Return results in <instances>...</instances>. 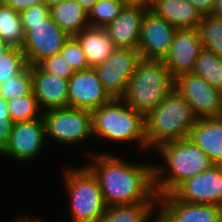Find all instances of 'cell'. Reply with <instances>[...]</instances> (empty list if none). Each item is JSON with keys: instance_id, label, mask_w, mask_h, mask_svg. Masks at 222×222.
Masks as SVG:
<instances>
[{"instance_id": "obj_34", "label": "cell", "mask_w": 222, "mask_h": 222, "mask_svg": "<svg viewBox=\"0 0 222 222\" xmlns=\"http://www.w3.org/2000/svg\"><path fill=\"white\" fill-rule=\"evenodd\" d=\"M13 123L12 120H0V153L8 145Z\"/></svg>"}, {"instance_id": "obj_29", "label": "cell", "mask_w": 222, "mask_h": 222, "mask_svg": "<svg viewBox=\"0 0 222 222\" xmlns=\"http://www.w3.org/2000/svg\"><path fill=\"white\" fill-rule=\"evenodd\" d=\"M32 92V66L29 65L22 72L15 74L0 85V95L6 101L29 95Z\"/></svg>"}, {"instance_id": "obj_23", "label": "cell", "mask_w": 222, "mask_h": 222, "mask_svg": "<svg viewBox=\"0 0 222 222\" xmlns=\"http://www.w3.org/2000/svg\"><path fill=\"white\" fill-rule=\"evenodd\" d=\"M157 202H139L128 205L107 206L97 222H149ZM152 213V214H151Z\"/></svg>"}, {"instance_id": "obj_13", "label": "cell", "mask_w": 222, "mask_h": 222, "mask_svg": "<svg viewBox=\"0 0 222 222\" xmlns=\"http://www.w3.org/2000/svg\"><path fill=\"white\" fill-rule=\"evenodd\" d=\"M176 28L164 19L146 11L141 21L138 51L145 60L164 61L173 41Z\"/></svg>"}, {"instance_id": "obj_6", "label": "cell", "mask_w": 222, "mask_h": 222, "mask_svg": "<svg viewBox=\"0 0 222 222\" xmlns=\"http://www.w3.org/2000/svg\"><path fill=\"white\" fill-rule=\"evenodd\" d=\"M82 167L64 170L72 220L73 222H97L105 213L107 205L97 178L86 166Z\"/></svg>"}, {"instance_id": "obj_37", "label": "cell", "mask_w": 222, "mask_h": 222, "mask_svg": "<svg viewBox=\"0 0 222 222\" xmlns=\"http://www.w3.org/2000/svg\"><path fill=\"white\" fill-rule=\"evenodd\" d=\"M125 3V6H133V7H141L145 10H150L155 0H123Z\"/></svg>"}, {"instance_id": "obj_21", "label": "cell", "mask_w": 222, "mask_h": 222, "mask_svg": "<svg viewBox=\"0 0 222 222\" xmlns=\"http://www.w3.org/2000/svg\"><path fill=\"white\" fill-rule=\"evenodd\" d=\"M75 38L81 44L90 68L102 64L116 49L114 42L103 28H86Z\"/></svg>"}, {"instance_id": "obj_44", "label": "cell", "mask_w": 222, "mask_h": 222, "mask_svg": "<svg viewBox=\"0 0 222 222\" xmlns=\"http://www.w3.org/2000/svg\"><path fill=\"white\" fill-rule=\"evenodd\" d=\"M156 217L157 218L155 219V221H152V222H165V220L159 214H157Z\"/></svg>"}, {"instance_id": "obj_41", "label": "cell", "mask_w": 222, "mask_h": 222, "mask_svg": "<svg viewBox=\"0 0 222 222\" xmlns=\"http://www.w3.org/2000/svg\"><path fill=\"white\" fill-rule=\"evenodd\" d=\"M11 46L0 38V54L5 53Z\"/></svg>"}, {"instance_id": "obj_39", "label": "cell", "mask_w": 222, "mask_h": 222, "mask_svg": "<svg viewBox=\"0 0 222 222\" xmlns=\"http://www.w3.org/2000/svg\"><path fill=\"white\" fill-rule=\"evenodd\" d=\"M210 15L222 19V0H214V8Z\"/></svg>"}, {"instance_id": "obj_47", "label": "cell", "mask_w": 222, "mask_h": 222, "mask_svg": "<svg viewBox=\"0 0 222 222\" xmlns=\"http://www.w3.org/2000/svg\"><path fill=\"white\" fill-rule=\"evenodd\" d=\"M6 0H0V5H4Z\"/></svg>"}, {"instance_id": "obj_11", "label": "cell", "mask_w": 222, "mask_h": 222, "mask_svg": "<svg viewBox=\"0 0 222 222\" xmlns=\"http://www.w3.org/2000/svg\"><path fill=\"white\" fill-rule=\"evenodd\" d=\"M43 118L13 123L8 145L0 156H9L18 162L32 161L43 148L46 141Z\"/></svg>"}, {"instance_id": "obj_28", "label": "cell", "mask_w": 222, "mask_h": 222, "mask_svg": "<svg viewBox=\"0 0 222 222\" xmlns=\"http://www.w3.org/2000/svg\"><path fill=\"white\" fill-rule=\"evenodd\" d=\"M7 107L13 122L29 121L42 118V113L33 92L7 101ZM39 114V116H38Z\"/></svg>"}, {"instance_id": "obj_38", "label": "cell", "mask_w": 222, "mask_h": 222, "mask_svg": "<svg viewBox=\"0 0 222 222\" xmlns=\"http://www.w3.org/2000/svg\"><path fill=\"white\" fill-rule=\"evenodd\" d=\"M0 120H12L9 109L7 107V101L0 95Z\"/></svg>"}, {"instance_id": "obj_18", "label": "cell", "mask_w": 222, "mask_h": 222, "mask_svg": "<svg viewBox=\"0 0 222 222\" xmlns=\"http://www.w3.org/2000/svg\"><path fill=\"white\" fill-rule=\"evenodd\" d=\"M146 11L141 7L124 6L119 15L103 28L116 48L138 50L141 21Z\"/></svg>"}, {"instance_id": "obj_17", "label": "cell", "mask_w": 222, "mask_h": 222, "mask_svg": "<svg viewBox=\"0 0 222 222\" xmlns=\"http://www.w3.org/2000/svg\"><path fill=\"white\" fill-rule=\"evenodd\" d=\"M32 88L43 110L68 107V79L32 66Z\"/></svg>"}, {"instance_id": "obj_36", "label": "cell", "mask_w": 222, "mask_h": 222, "mask_svg": "<svg viewBox=\"0 0 222 222\" xmlns=\"http://www.w3.org/2000/svg\"><path fill=\"white\" fill-rule=\"evenodd\" d=\"M202 16L210 15L214 8V0H188Z\"/></svg>"}, {"instance_id": "obj_42", "label": "cell", "mask_w": 222, "mask_h": 222, "mask_svg": "<svg viewBox=\"0 0 222 222\" xmlns=\"http://www.w3.org/2000/svg\"><path fill=\"white\" fill-rule=\"evenodd\" d=\"M64 1H66V0H44V3L50 8L56 4H59Z\"/></svg>"}, {"instance_id": "obj_2", "label": "cell", "mask_w": 222, "mask_h": 222, "mask_svg": "<svg viewBox=\"0 0 222 222\" xmlns=\"http://www.w3.org/2000/svg\"><path fill=\"white\" fill-rule=\"evenodd\" d=\"M161 156L169 172L162 165H154V187L157 196L171 194L185 180L209 169L214 163L190 138L169 141L159 145Z\"/></svg>"}, {"instance_id": "obj_25", "label": "cell", "mask_w": 222, "mask_h": 222, "mask_svg": "<svg viewBox=\"0 0 222 222\" xmlns=\"http://www.w3.org/2000/svg\"><path fill=\"white\" fill-rule=\"evenodd\" d=\"M191 73L202 77L212 87L222 91V58L213 52L203 49Z\"/></svg>"}, {"instance_id": "obj_33", "label": "cell", "mask_w": 222, "mask_h": 222, "mask_svg": "<svg viewBox=\"0 0 222 222\" xmlns=\"http://www.w3.org/2000/svg\"><path fill=\"white\" fill-rule=\"evenodd\" d=\"M50 8L41 3L32 6L20 13L22 23H37L42 22L49 16Z\"/></svg>"}, {"instance_id": "obj_30", "label": "cell", "mask_w": 222, "mask_h": 222, "mask_svg": "<svg viewBox=\"0 0 222 222\" xmlns=\"http://www.w3.org/2000/svg\"><path fill=\"white\" fill-rule=\"evenodd\" d=\"M28 66L25 53L20 48L10 47L0 54V85L22 72Z\"/></svg>"}, {"instance_id": "obj_10", "label": "cell", "mask_w": 222, "mask_h": 222, "mask_svg": "<svg viewBox=\"0 0 222 222\" xmlns=\"http://www.w3.org/2000/svg\"><path fill=\"white\" fill-rule=\"evenodd\" d=\"M137 49L116 48L96 70L102 85L113 98H121L141 60Z\"/></svg>"}, {"instance_id": "obj_3", "label": "cell", "mask_w": 222, "mask_h": 222, "mask_svg": "<svg viewBox=\"0 0 222 222\" xmlns=\"http://www.w3.org/2000/svg\"><path fill=\"white\" fill-rule=\"evenodd\" d=\"M198 117L174 88L145 116L147 149L189 138Z\"/></svg>"}, {"instance_id": "obj_24", "label": "cell", "mask_w": 222, "mask_h": 222, "mask_svg": "<svg viewBox=\"0 0 222 222\" xmlns=\"http://www.w3.org/2000/svg\"><path fill=\"white\" fill-rule=\"evenodd\" d=\"M0 38L14 48H23L25 32L20 13L7 5H0Z\"/></svg>"}, {"instance_id": "obj_31", "label": "cell", "mask_w": 222, "mask_h": 222, "mask_svg": "<svg viewBox=\"0 0 222 222\" xmlns=\"http://www.w3.org/2000/svg\"><path fill=\"white\" fill-rule=\"evenodd\" d=\"M60 54L64 58V61L69 64L73 72L90 68L82 46L75 37H69V39L64 43Z\"/></svg>"}, {"instance_id": "obj_19", "label": "cell", "mask_w": 222, "mask_h": 222, "mask_svg": "<svg viewBox=\"0 0 222 222\" xmlns=\"http://www.w3.org/2000/svg\"><path fill=\"white\" fill-rule=\"evenodd\" d=\"M189 138L201 148L214 164L222 165V118H198Z\"/></svg>"}, {"instance_id": "obj_9", "label": "cell", "mask_w": 222, "mask_h": 222, "mask_svg": "<svg viewBox=\"0 0 222 222\" xmlns=\"http://www.w3.org/2000/svg\"><path fill=\"white\" fill-rule=\"evenodd\" d=\"M173 88L191 106L198 118L219 117L221 93L205 79L192 73H184L173 79Z\"/></svg>"}, {"instance_id": "obj_32", "label": "cell", "mask_w": 222, "mask_h": 222, "mask_svg": "<svg viewBox=\"0 0 222 222\" xmlns=\"http://www.w3.org/2000/svg\"><path fill=\"white\" fill-rule=\"evenodd\" d=\"M37 66L42 71L63 77L65 79H69L74 73L69 64L64 61V58L60 53L43 59L37 64Z\"/></svg>"}, {"instance_id": "obj_5", "label": "cell", "mask_w": 222, "mask_h": 222, "mask_svg": "<svg viewBox=\"0 0 222 222\" xmlns=\"http://www.w3.org/2000/svg\"><path fill=\"white\" fill-rule=\"evenodd\" d=\"M173 89V78L163 61L141 59L121 99L146 116Z\"/></svg>"}, {"instance_id": "obj_26", "label": "cell", "mask_w": 222, "mask_h": 222, "mask_svg": "<svg viewBox=\"0 0 222 222\" xmlns=\"http://www.w3.org/2000/svg\"><path fill=\"white\" fill-rule=\"evenodd\" d=\"M197 29L203 49L222 58V19L205 15Z\"/></svg>"}, {"instance_id": "obj_20", "label": "cell", "mask_w": 222, "mask_h": 222, "mask_svg": "<svg viewBox=\"0 0 222 222\" xmlns=\"http://www.w3.org/2000/svg\"><path fill=\"white\" fill-rule=\"evenodd\" d=\"M150 11L176 29L198 28L203 17L188 0H155Z\"/></svg>"}, {"instance_id": "obj_7", "label": "cell", "mask_w": 222, "mask_h": 222, "mask_svg": "<svg viewBox=\"0 0 222 222\" xmlns=\"http://www.w3.org/2000/svg\"><path fill=\"white\" fill-rule=\"evenodd\" d=\"M46 138L61 144L81 143L92 134V114L78 108H53L42 113Z\"/></svg>"}, {"instance_id": "obj_1", "label": "cell", "mask_w": 222, "mask_h": 222, "mask_svg": "<svg viewBox=\"0 0 222 222\" xmlns=\"http://www.w3.org/2000/svg\"><path fill=\"white\" fill-rule=\"evenodd\" d=\"M90 154L86 167L97 178L107 206L139 202H157L154 168L148 164H132L108 153Z\"/></svg>"}, {"instance_id": "obj_40", "label": "cell", "mask_w": 222, "mask_h": 222, "mask_svg": "<svg viewBox=\"0 0 222 222\" xmlns=\"http://www.w3.org/2000/svg\"><path fill=\"white\" fill-rule=\"evenodd\" d=\"M79 2L87 11L97 2V0H76Z\"/></svg>"}, {"instance_id": "obj_22", "label": "cell", "mask_w": 222, "mask_h": 222, "mask_svg": "<svg viewBox=\"0 0 222 222\" xmlns=\"http://www.w3.org/2000/svg\"><path fill=\"white\" fill-rule=\"evenodd\" d=\"M49 15L70 37L90 27L88 11L76 0H66L50 7Z\"/></svg>"}, {"instance_id": "obj_12", "label": "cell", "mask_w": 222, "mask_h": 222, "mask_svg": "<svg viewBox=\"0 0 222 222\" xmlns=\"http://www.w3.org/2000/svg\"><path fill=\"white\" fill-rule=\"evenodd\" d=\"M171 194L184 202L222 207V165L214 164L203 173L185 180Z\"/></svg>"}, {"instance_id": "obj_8", "label": "cell", "mask_w": 222, "mask_h": 222, "mask_svg": "<svg viewBox=\"0 0 222 222\" xmlns=\"http://www.w3.org/2000/svg\"><path fill=\"white\" fill-rule=\"evenodd\" d=\"M25 38L22 51L29 66H35L47 57L59 54L68 36L50 17L42 22L22 23Z\"/></svg>"}, {"instance_id": "obj_15", "label": "cell", "mask_w": 222, "mask_h": 222, "mask_svg": "<svg viewBox=\"0 0 222 222\" xmlns=\"http://www.w3.org/2000/svg\"><path fill=\"white\" fill-rule=\"evenodd\" d=\"M203 50L197 28L176 29L170 51L163 61L171 77L191 73Z\"/></svg>"}, {"instance_id": "obj_35", "label": "cell", "mask_w": 222, "mask_h": 222, "mask_svg": "<svg viewBox=\"0 0 222 222\" xmlns=\"http://www.w3.org/2000/svg\"><path fill=\"white\" fill-rule=\"evenodd\" d=\"M44 3V0H6L5 5L12 8L15 12L21 13L24 10Z\"/></svg>"}, {"instance_id": "obj_45", "label": "cell", "mask_w": 222, "mask_h": 222, "mask_svg": "<svg viewBox=\"0 0 222 222\" xmlns=\"http://www.w3.org/2000/svg\"><path fill=\"white\" fill-rule=\"evenodd\" d=\"M219 117L222 118V93H221V109H220V114H219Z\"/></svg>"}, {"instance_id": "obj_4", "label": "cell", "mask_w": 222, "mask_h": 222, "mask_svg": "<svg viewBox=\"0 0 222 222\" xmlns=\"http://www.w3.org/2000/svg\"><path fill=\"white\" fill-rule=\"evenodd\" d=\"M91 114L93 135L116 142L135 141L140 148H147L145 116L128 106L121 98H113Z\"/></svg>"}, {"instance_id": "obj_46", "label": "cell", "mask_w": 222, "mask_h": 222, "mask_svg": "<svg viewBox=\"0 0 222 222\" xmlns=\"http://www.w3.org/2000/svg\"><path fill=\"white\" fill-rule=\"evenodd\" d=\"M29 222H42V221L39 220V219H37V218H36V220H34V219L32 220V219H30V217H29Z\"/></svg>"}, {"instance_id": "obj_43", "label": "cell", "mask_w": 222, "mask_h": 222, "mask_svg": "<svg viewBox=\"0 0 222 222\" xmlns=\"http://www.w3.org/2000/svg\"><path fill=\"white\" fill-rule=\"evenodd\" d=\"M17 222H29V217L28 216H25L23 215V217H21L20 219H18Z\"/></svg>"}, {"instance_id": "obj_16", "label": "cell", "mask_w": 222, "mask_h": 222, "mask_svg": "<svg viewBox=\"0 0 222 222\" xmlns=\"http://www.w3.org/2000/svg\"><path fill=\"white\" fill-rule=\"evenodd\" d=\"M159 202L158 214L165 222H222V207L217 205L184 202L172 194L158 196Z\"/></svg>"}, {"instance_id": "obj_27", "label": "cell", "mask_w": 222, "mask_h": 222, "mask_svg": "<svg viewBox=\"0 0 222 222\" xmlns=\"http://www.w3.org/2000/svg\"><path fill=\"white\" fill-rule=\"evenodd\" d=\"M124 6L123 0H97L88 11L89 26L104 28L119 15Z\"/></svg>"}, {"instance_id": "obj_14", "label": "cell", "mask_w": 222, "mask_h": 222, "mask_svg": "<svg viewBox=\"0 0 222 222\" xmlns=\"http://www.w3.org/2000/svg\"><path fill=\"white\" fill-rule=\"evenodd\" d=\"M112 99L94 68L74 72L68 79L69 108L92 112Z\"/></svg>"}]
</instances>
